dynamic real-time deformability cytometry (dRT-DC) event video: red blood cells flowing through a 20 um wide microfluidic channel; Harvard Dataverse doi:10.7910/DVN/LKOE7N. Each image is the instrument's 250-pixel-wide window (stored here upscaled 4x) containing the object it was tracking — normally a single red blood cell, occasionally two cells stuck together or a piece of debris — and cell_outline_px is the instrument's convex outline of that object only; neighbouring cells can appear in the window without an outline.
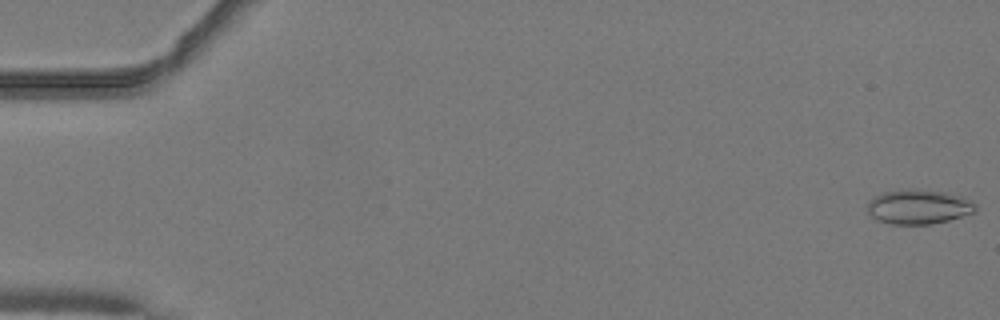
{"species": "common noctule bat (a hibernating species)", "species_latin": "Nyctalus noctula", "temperature_condition": "warm", "stored_images_in_passage": 51, "camera_frame_rate_fps": 3000, "um_per_image_px": 0.085, "animal": {"sex": "male", "body_mass_g": 19.2, "forearm_length_mm": 51.8}, "frame": {"image": 1, "passage_image": 1, "time_ms": 0.0, "image_size_px": [1000, 320], "cell_outline_px": [[976, 212], [948, 220], [932, 224], [892, 224], [880, 220], [872, 216], [868, 212], [868, 204], [876, 196], [884, 192], [908, 188], [912, 188], [944, 192], [964, 196], [972, 200], [976, 204]], "centroid_in_image_um": [78.15, 17.56], "position_along_channel_um": 6.9, "area_um2": 21.73}}
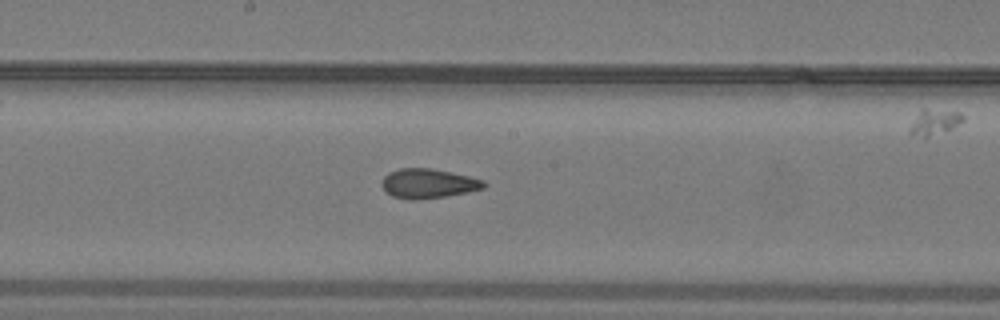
{"frame": {"image": 2, "passage_image": 28, "time_ms": 9.0, "image_size_px": [1000, 320], "cell_outline_px": [[488, 184], [484, 188], [468, 192], [444, 196], [412, 200], [408, 200], [392, 196], [384, 192], [380, 184], [384, 176], [388, 172], [400, 168], [432, 168], [468, 176], [484, 180]], "centroid_in_image_um": [36.36, 15.59], "position_along_channel_um": 211.8, "area_um2": 17.69}}
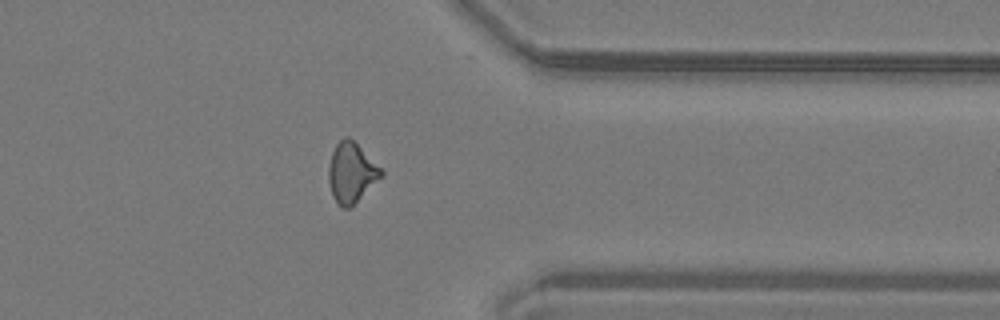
{"frame": {"image": 3, "passage_image": 41, "time_ms": 13.333, "image_size_px": [1000, 320], "cell_outline_px": [[384, 176], [348, 208], [340, 208], [332, 196], [328, 180], [328, 164], [332, 152], [336, 144], [344, 136], [348, 136], [384, 172]], "centroid_in_image_um": [29.84, 14.69], "position_along_channel_um": 381.6, "area_um2": 18.15}, "authors_computed_cell_mechanics": {"area_um2": 18.1492, "velocity_mm_per_s": 4.1093, "shape_relaxation_time_tau1_ms": null, "shape_relaxation_time_tau2_ms": 1.731, "deformation_change_tau1": null, "deformation_change_tau2": 0.0824}}